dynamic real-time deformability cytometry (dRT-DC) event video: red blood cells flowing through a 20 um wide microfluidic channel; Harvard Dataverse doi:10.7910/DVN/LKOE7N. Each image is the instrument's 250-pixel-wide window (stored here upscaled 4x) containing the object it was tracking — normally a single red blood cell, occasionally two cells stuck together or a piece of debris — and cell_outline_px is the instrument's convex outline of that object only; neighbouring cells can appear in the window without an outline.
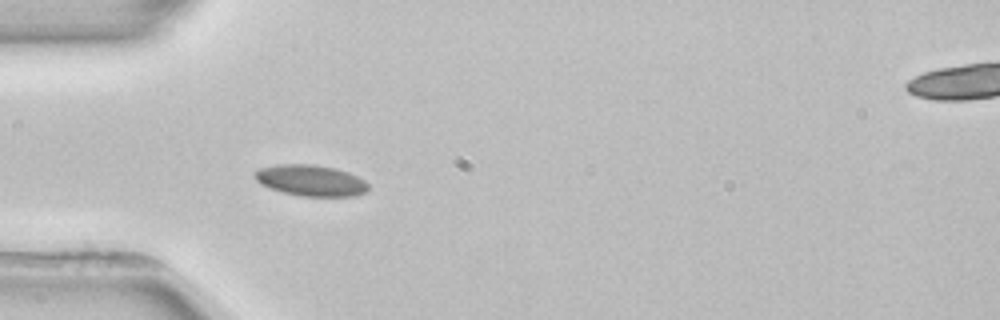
{"species": "common noctule bat (a hibernating species)", "species_latin": "Nyctalus noctula", "temperature_condition": "room temperature", "stored_images_in_passage": 6, "segment_of_instrument_passage": [1, 2], "camera_frame_rate_fps": 3000, "um_per_image_px": 0.085, "animal": {"sex": "female", "body_mass_g": 22.7, "forearm_length_mm": 54.2}, "frame": {"image": 1, "passage_image": 5, "time_ms": 5.0, "image_size_px": [1000, 320], "cell_outline_px": [[368, 192], [356, 196], [300, 196], [268, 188], [260, 184], [256, 180], [252, 172], [260, 168], [276, 164], [312, 164], [336, 168], [348, 172], [364, 180], [368, 184]], "centroid_in_image_um": [26.4, 15.34], "position_along_channel_um": 58.6, "area_um2": 20.81}}